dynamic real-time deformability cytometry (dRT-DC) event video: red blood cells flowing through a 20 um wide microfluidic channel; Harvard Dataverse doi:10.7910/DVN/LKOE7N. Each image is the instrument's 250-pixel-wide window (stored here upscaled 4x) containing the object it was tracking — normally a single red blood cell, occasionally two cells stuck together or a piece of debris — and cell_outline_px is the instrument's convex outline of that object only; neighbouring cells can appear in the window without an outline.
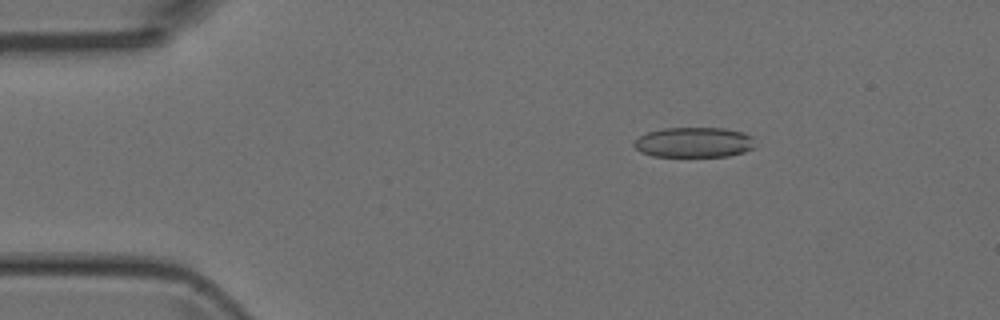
{"species": "Egyptian fruit bat (a non-hibernating species)", "species_latin": "Rousettus aegyptiacus", "temperature_condition": "room temperature", "stored_images_in_passage": 5, "camera_frame_rate_fps": 3000, "um_per_image_px": 0.085, "animal": {"sex": "female"}, "frame": {"image": 1, "passage_image": 2, "time_ms": 2.0, "image_size_px": [1000, 320], "cell_outline_px": [[752, 148], [744, 152], [728, 156], [652, 156], [640, 152], [632, 144], [640, 136], [648, 132], [664, 128], [724, 128], [744, 132], [752, 136]], "centroid_in_image_um": [58.97, 12.09], "position_along_channel_um": 26.0, "area_um2": 21.15}}
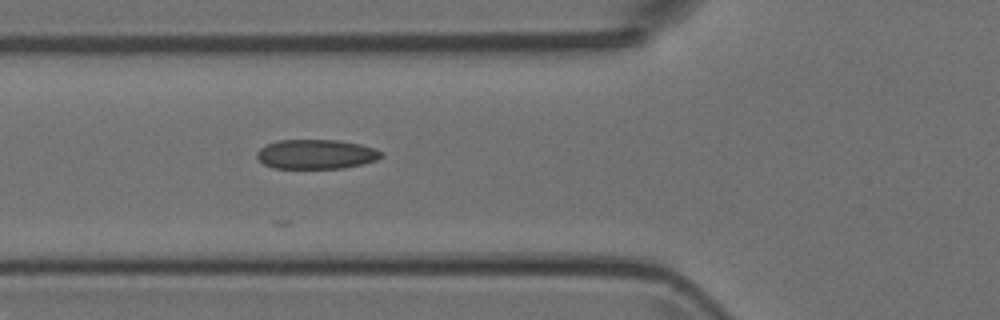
{"frame": {"image": 2, "passage_image": 5, "time_ms": 5.333, "image_size_px": [1000, 320], "cell_outline_px": [[384, 156], [376, 160], [364, 164], [344, 168], [272, 168], [264, 164], [256, 156], [256, 152], [260, 148], [268, 144], [280, 140], [340, 140], [360, 144], [376, 148]], "centroid_in_image_um": [26.89, 13.11], "position_along_channel_um": 98.9, "area_um2": 21.44}}